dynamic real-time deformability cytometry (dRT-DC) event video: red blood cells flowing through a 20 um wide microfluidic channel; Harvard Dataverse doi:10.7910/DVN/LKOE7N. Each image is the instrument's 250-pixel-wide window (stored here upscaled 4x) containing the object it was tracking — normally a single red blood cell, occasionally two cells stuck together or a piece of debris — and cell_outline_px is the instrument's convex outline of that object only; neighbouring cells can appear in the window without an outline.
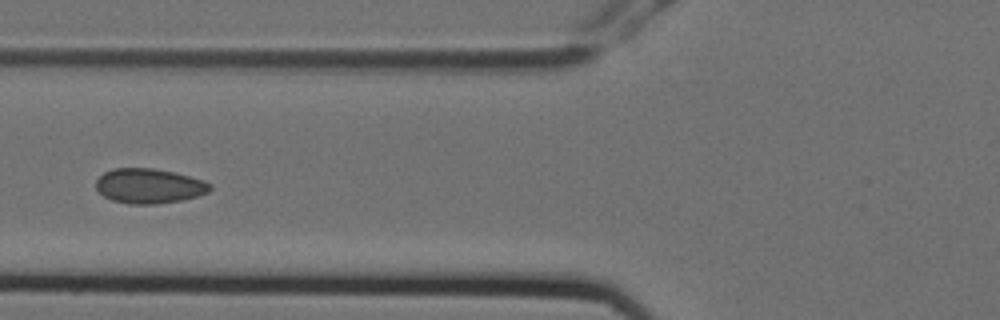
{"species": "Egyptian fruit bat (a non-hibernating species)", "species_latin": "Rousettus aegyptiacus", "temperature_condition": "cold", "stored_images_in_passage": 5, "camera_frame_rate_fps": 3000, "um_per_image_px": 0.085, "animal": {"sex": "female"}, "frame": {"image": 1, "passage_image": 3, "time_ms": 0.667, "image_size_px": [1000, 320], "cell_outline_px": [[212, 188], [208, 192], [196, 196], [180, 200], [156, 204], [128, 204], [112, 200], [104, 196], [96, 188], [96, 180], [104, 172], [112, 168], [152, 168], [172, 172], [204, 180], [212, 184]], "centroid_in_image_um": [12.66, 15.8], "position_along_channel_um": 113.1, "area_um2": 23.06}}
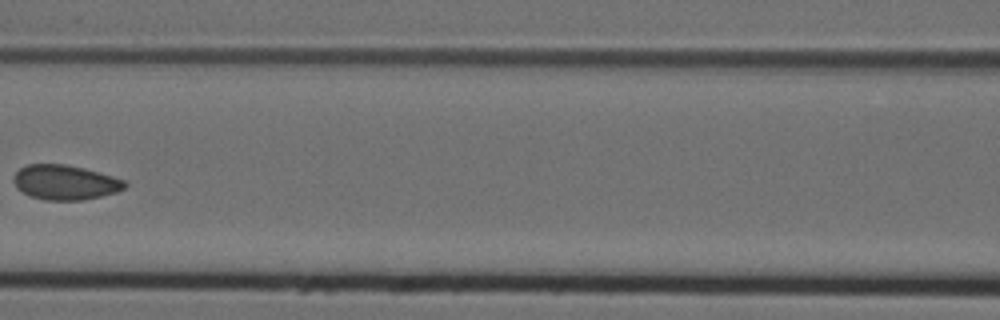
{"frame": {"image": 2, "passage_image": 4, "time_ms": 1.0, "image_size_px": [1000, 320], "cell_outline_px": [[128, 184], [124, 188], [116, 192], [84, 200], [44, 200], [32, 196], [16, 188], [12, 180], [12, 176], [20, 168], [28, 164], [64, 164], [84, 168], [112, 176], [124, 180]], "centroid_in_image_um": [5.51, 15.5], "position_along_channel_um": 161.1, "area_um2": 22.48}}
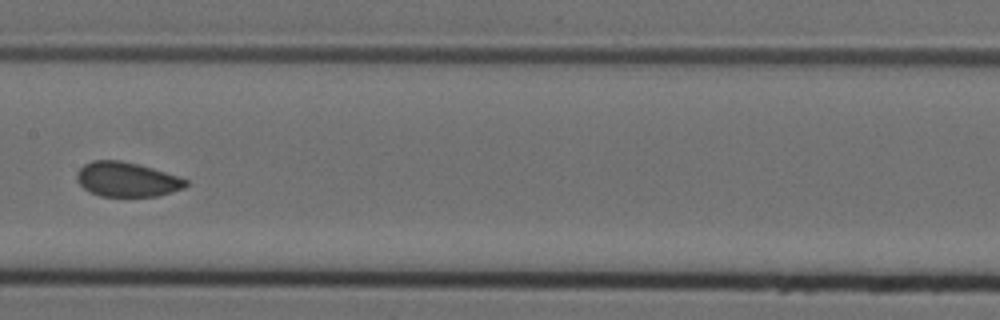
{"frame": {"image": 3, "passage_image": 5, "time_ms": 1.333, "image_size_px": [1000, 320], "cell_outline_px": [[188, 184], [184, 188], [160, 196], [100, 196], [88, 192], [76, 180], [76, 172], [84, 164], [92, 160], [120, 160], [152, 168], [180, 176], [188, 180]], "centroid_in_image_um": [10.78, 15.25], "position_along_channel_um": 196.6, "area_um2": 22.14}}